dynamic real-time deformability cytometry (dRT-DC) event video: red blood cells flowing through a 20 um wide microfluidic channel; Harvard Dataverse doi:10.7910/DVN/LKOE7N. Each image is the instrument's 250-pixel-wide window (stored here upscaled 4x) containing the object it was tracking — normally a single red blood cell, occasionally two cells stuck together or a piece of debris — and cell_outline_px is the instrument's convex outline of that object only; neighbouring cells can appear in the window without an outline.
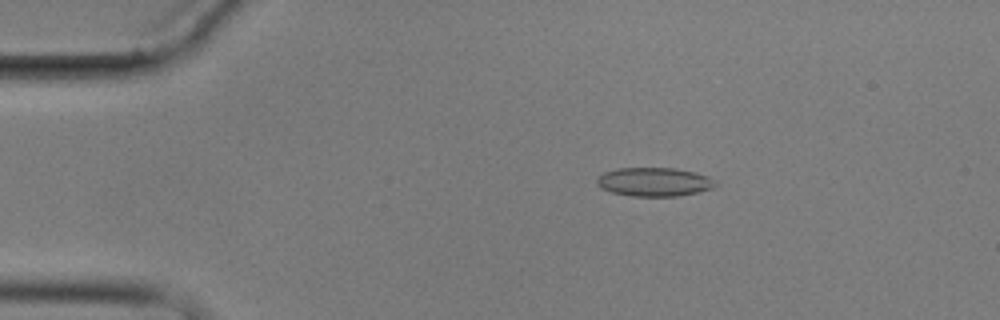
{"species": "common noctule bat (a hibernating species)", "species_latin": "Nyctalus noctula", "temperature_condition": "cold", "stored_images_in_passage": 4, "camera_frame_rate_fps": 3000, "um_per_image_px": 0.085, "animal": {"sex": "male", "body_mass_g": 17.9}, "frame": {"image": 1, "passage_image": 3, "time_ms": 2.667, "image_size_px": [1000, 320], "cell_outline_px": [[716, 184], [712, 188], [680, 196], [632, 196], [612, 192], [600, 188], [596, 184], [596, 180], [604, 172], [616, 168], [676, 168], [696, 172], [708, 176]], "centroid_in_image_um": [55.57, 15.45], "position_along_channel_um": 29.4, "area_um2": 19.83}}